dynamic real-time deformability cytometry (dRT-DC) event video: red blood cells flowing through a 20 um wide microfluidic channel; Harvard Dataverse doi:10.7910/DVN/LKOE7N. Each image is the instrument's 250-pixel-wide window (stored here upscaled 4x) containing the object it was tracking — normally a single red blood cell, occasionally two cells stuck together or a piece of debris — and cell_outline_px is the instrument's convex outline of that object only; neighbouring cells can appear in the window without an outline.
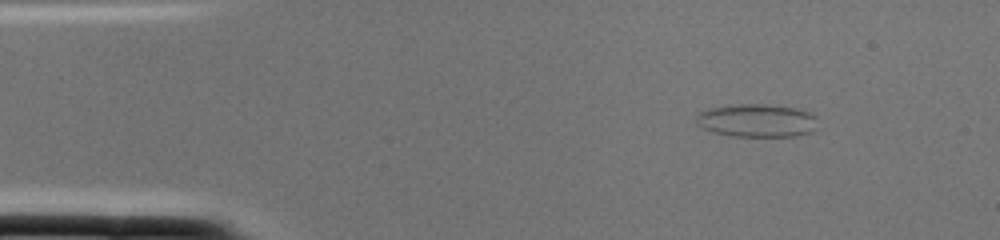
{"species": "common noctule bat (a hibernating species)", "species_latin": "Nyctalus noctula", "temperature_condition": "cold", "stored_images_in_passage": 2, "segment_of_instrument_passage": [1, 2], "camera_frame_rate_fps": 3000, "um_per_image_px": 0.085, "animal": {"sex": "female", "body_mass_g": 22.0, "forearm_length_mm": 56.7}, "frame": {"image": 1, "passage_image": 1, "time_ms": 0.0, "image_size_px": [1000, 240], "cell_outline_px": [[816, 128], [812, 132], [796, 136], [732, 136], [712, 132], [696, 124], [696, 116], [700, 112], [708, 108], [740, 104], [764, 104], [796, 108], [808, 112], [816, 116]], "centroid_in_image_um": [64.33, 10.25], "position_along_channel_um": 20.7, "area_um2": 23.47}}